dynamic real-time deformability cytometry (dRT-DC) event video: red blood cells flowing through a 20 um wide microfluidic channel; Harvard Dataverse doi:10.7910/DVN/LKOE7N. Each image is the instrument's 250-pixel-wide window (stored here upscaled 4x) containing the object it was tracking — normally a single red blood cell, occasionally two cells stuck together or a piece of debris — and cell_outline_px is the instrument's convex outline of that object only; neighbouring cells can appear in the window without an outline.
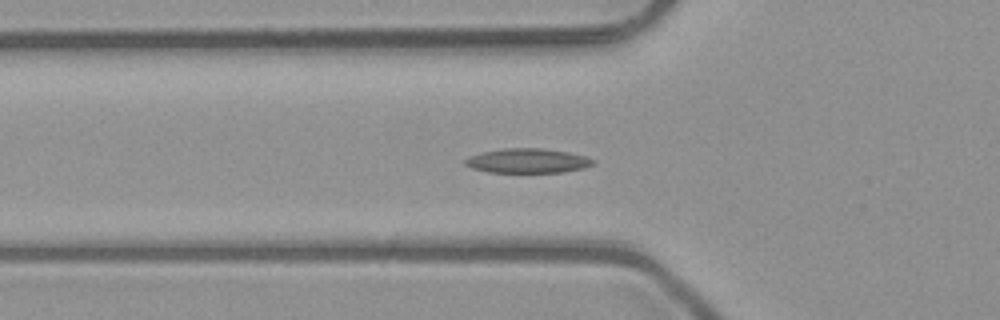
{"species": "common noctule bat (a hibernating species)", "species_latin": "Nyctalus noctula", "temperature_condition": "room temperature", "stored_images_in_passage": 35, "camera_frame_rate_fps": 3000, "um_per_image_px": 0.085, "animal": {"sex": "male", "body_mass_g": 23.1, "forearm_length_mm": 52.7}, "frame": {"image": 1, "passage_image": 7, "time_ms": 2.0, "image_size_px": [1000, 320], "cell_outline_px": [[596, 160], [592, 164], [584, 168], [564, 172], [488, 172], [472, 168], [464, 164], [464, 160], [468, 156], [484, 152], [504, 148], [544, 148], [568, 152], [584, 156]], "centroid_in_image_um": [44.84, 13.66], "position_along_channel_um": 81.0, "area_um2": 18.21}}
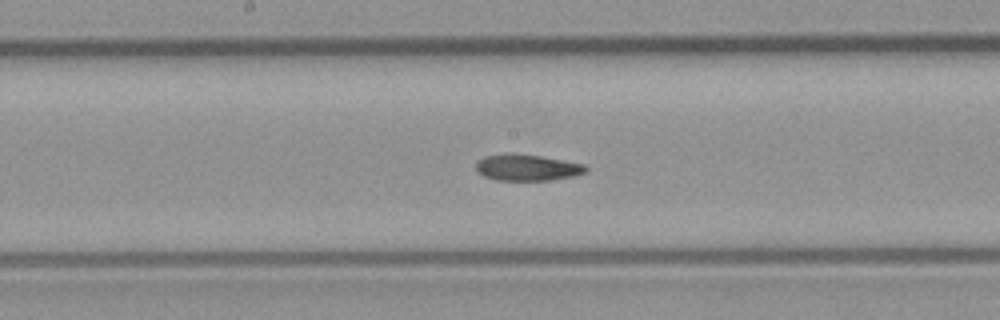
{"frame": {"image": 2, "passage_image": 16, "time_ms": 5.0, "image_size_px": [1000, 320], "cell_outline_px": [[588, 172], [576, 176], [548, 180], [496, 180], [484, 176], [476, 172], [476, 164], [484, 156], [512, 152], [540, 156], [584, 164], [588, 168]], "centroid_in_image_um": [44.81, 14.24], "position_along_channel_um": 203.4, "area_um2": 16.99}}
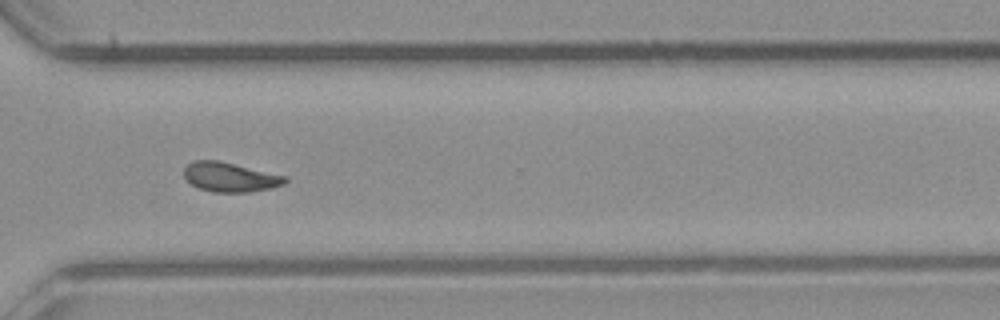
{"frame": {"image": 3, "passage_image": 27, "time_ms": 8.667, "image_size_px": [1000, 320], "cell_outline_px": [[288, 180], [284, 184], [272, 188], [248, 192], [212, 192], [200, 188], [192, 184], [184, 176], [184, 168], [192, 160], [220, 160], [288, 176]], "centroid_in_image_um": [19.59, 15.04], "position_along_channel_um": 351.0, "area_um2": 17.51}, "authors_computed_cell_mechanics": {"area_um2": 17.5134, "velocity_mm_per_s": 4.0363, "shape_relaxation_time_tau1_ms": null, "shape_relaxation_time_tau2_ms": 7.6045, "deformation_change_tau1": null, "deformation_change_tau2": 0.1206}}